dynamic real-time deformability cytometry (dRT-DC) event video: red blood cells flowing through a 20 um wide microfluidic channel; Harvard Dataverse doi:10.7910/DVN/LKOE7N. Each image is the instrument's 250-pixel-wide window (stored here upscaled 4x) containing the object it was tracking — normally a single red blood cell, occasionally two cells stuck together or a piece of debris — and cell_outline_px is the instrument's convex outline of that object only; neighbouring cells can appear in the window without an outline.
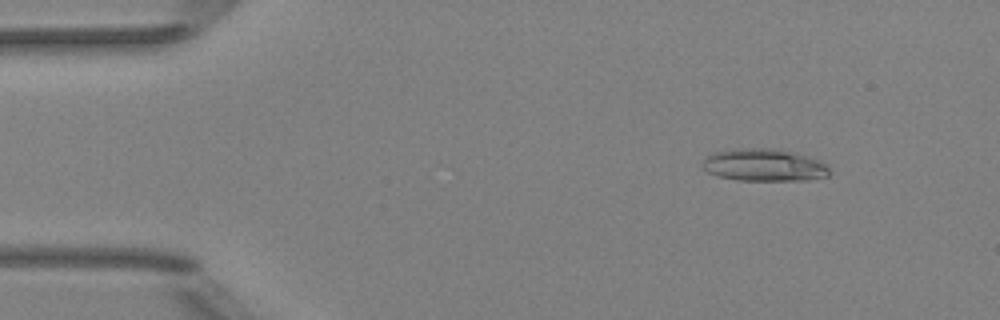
{"species": "Egyptian fruit bat (a non-hibernating species)", "species_latin": "Rousettus aegyptiacus", "temperature_condition": "room temperature", "stored_images_in_passage": 51, "camera_frame_rate_fps": 3000, "um_per_image_px": 0.085, "animal": {"sex": "female"}, "frame": {"image": 1, "passage_image": 6, "time_ms": 1.667, "image_size_px": [1000, 320], "cell_outline_px": [[832, 172], [828, 176], [808, 180], [736, 180], [716, 176], [708, 172], [704, 168], [704, 160], [712, 152], [740, 148], [776, 148], [808, 156], [820, 160], [828, 164]], "centroid_in_image_um": [65.01, 14.03], "position_along_channel_um": 20.0, "area_um2": 24.16}}
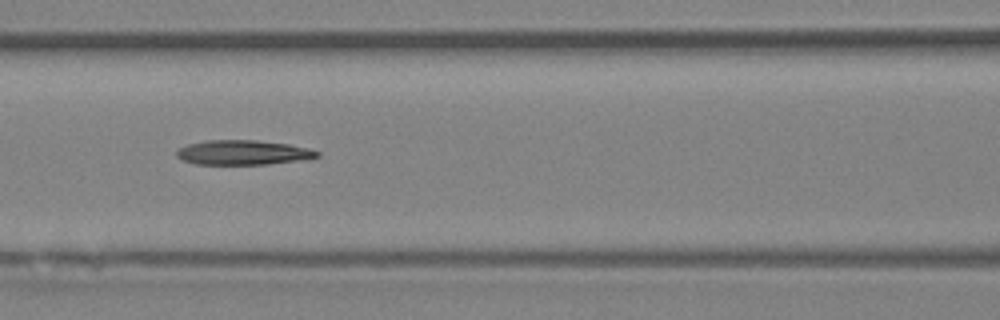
{"frame": {"image": 2, "passage_image": 22, "time_ms": 7.0, "image_size_px": [1000, 320], "cell_outline_px": [[320, 156], [308, 160], [268, 164], [196, 164], [184, 160], [176, 156], [176, 152], [180, 148], [188, 144], [204, 140], [256, 140], [288, 144], [308, 148], [320, 152]], "centroid_in_image_um": [20.71, 12.96], "position_along_channel_um": 145.9, "area_um2": 20.29}}
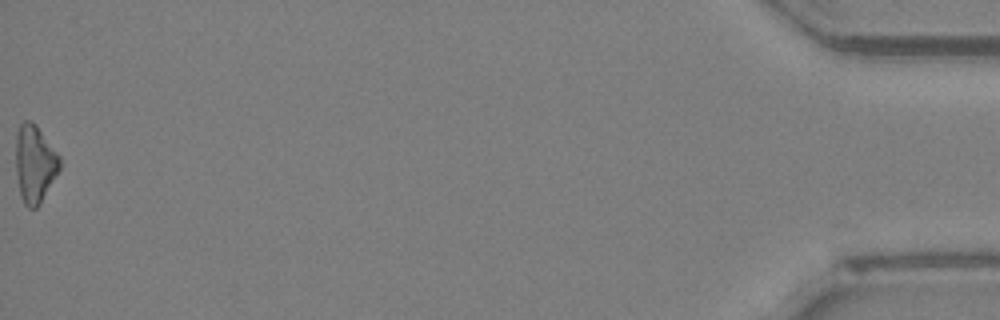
{"frame": {"image": 3, "passage_image": 51, "time_ms": 16.667, "image_size_px": [1000, 320], "cell_outline_px": [[60, 168], [40, 204], [36, 208], [28, 208], [24, 204], [20, 196], [16, 172], [16, 136], [20, 124], [24, 120], [32, 120], [36, 124], [60, 156]], "centroid_in_image_um": [2.94, 13.91], "position_along_channel_um": 432.3, "area_um2": 19.88}, "authors_computed_cell_mechanics": {"area_um2": 20.519, "velocity_mm_per_s": 4.0342, "shape_relaxation_time_tau1_ms": 8.6442, "shape_relaxation_time_tau2_ms": null, "deformation_change_tau1": 0.1722, "deformation_change_tau2": null}}